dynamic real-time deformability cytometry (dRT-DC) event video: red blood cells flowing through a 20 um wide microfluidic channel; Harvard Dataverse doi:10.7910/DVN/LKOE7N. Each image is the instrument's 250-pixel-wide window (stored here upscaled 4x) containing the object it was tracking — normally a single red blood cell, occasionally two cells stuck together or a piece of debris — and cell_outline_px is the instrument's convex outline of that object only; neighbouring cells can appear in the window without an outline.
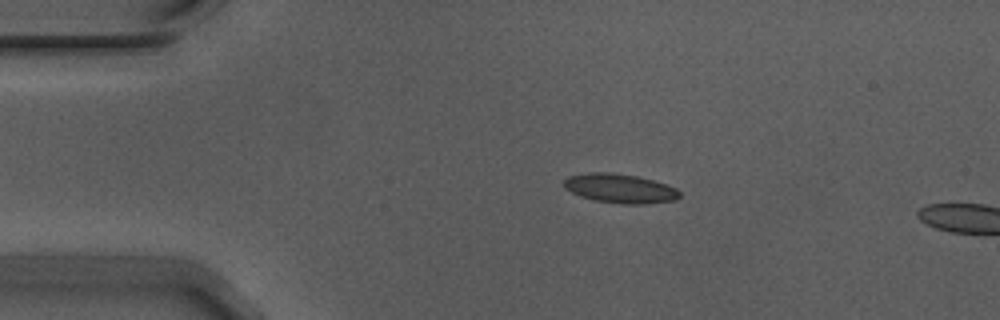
{"species": "Egyptian fruit bat (a non-hibernating species)", "species_latin": "Rousettus aegyptiacus", "temperature_condition": "warm", "stored_images_in_passage": 45, "camera_frame_rate_fps": 3000, "um_per_image_px": 0.085, "animal": {"sex": "male"}, "frame": {"image": 1, "passage_image": 1, "time_ms": 0.0, "image_size_px": [1000, 320], "cell_outline_px": [[680, 196], [676, 200], [644, 204], [620, 204], [592, 200], [580, 196], [564, 188], [564, 180], [568, 176], [592, 172], [608, 172], [636, 176], [668, 184], [676, 188], [680, 192]], "centroid_in_image_um": [52.71, 16.03], "position_along_channel_um": 32.3, "area_um2": 19.77}}
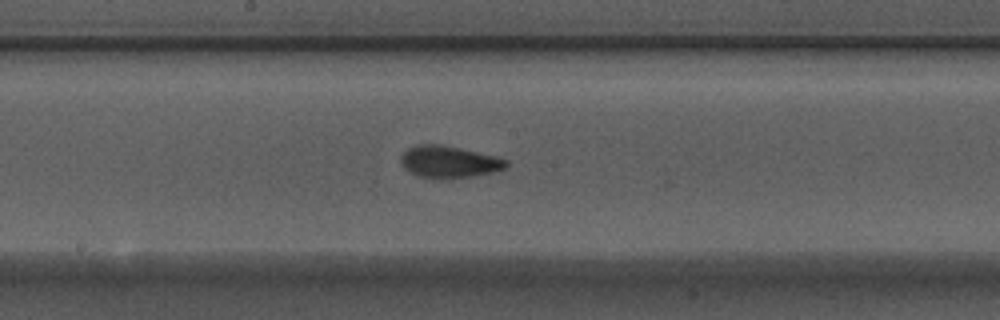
{"frame": {"image": 2, "passage_image": 19, "time_ms": 6.0, "image_size_px": [1000, 320], "cell_outline_px": [[508, 164], [504, 168], [492, 172], [472, 176], [448, 180], [444, 180], [416, 176], [404, 168], [400, 164], [400, 156], [408, 148], [416, 144], [440, 144], [496, 156], [508, 160]], "centroid_in_image_um": [38.11, 13.77], "position_along_channel_um": 210.1, "area_um2": 19.88}}
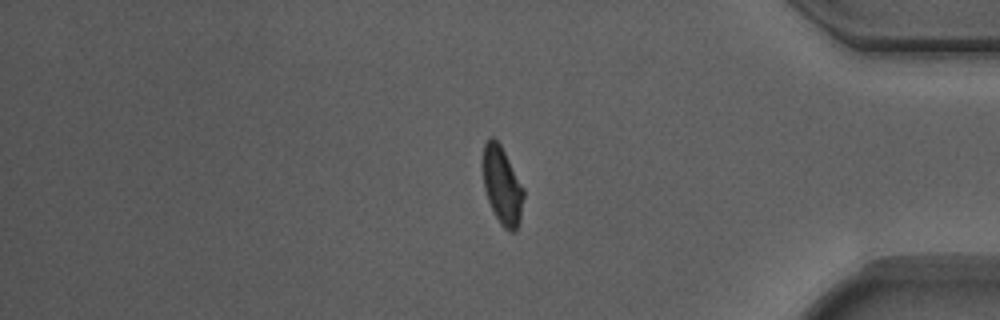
{"frame": {"image": 3, "passage_image": 36, "time_ms": 11.667, "image_size_px": [1000, 320], "cell_outline_px": [[524, 196], [520, 220], [516, 232], [508, 232], [500, 224], [488, 200], [484, 188], [484, 144], [492, 136], [500, 144], [524, 188]], "centroid_in_image_um": [42.71, 15.83], "position_along_channel_um": 392.5, "area_um2": 18.15}, "authors_computed_cell_mechanics": {"area_um2": 18.7272, "velocity_mm_per_s": 3.7234, "shape_relaxation_time_tau1_ms": 5.0779, "shape_relaxation_time_tau2_ms": 1.3878, "deformation_change_tau1": 0.1734, "deformation_change_tau2": 0.0813}}